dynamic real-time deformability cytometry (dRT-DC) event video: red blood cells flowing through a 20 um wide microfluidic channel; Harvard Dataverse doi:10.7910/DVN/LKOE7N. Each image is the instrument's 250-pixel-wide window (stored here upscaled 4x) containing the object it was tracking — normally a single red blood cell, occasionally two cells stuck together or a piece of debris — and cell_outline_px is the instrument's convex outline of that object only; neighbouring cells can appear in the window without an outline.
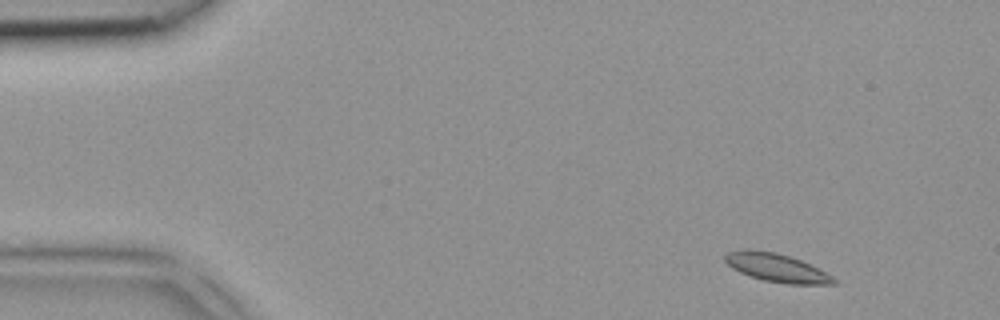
{"species": "common noctule bat (a hibernating species)", "species_latin": "Nyctalus noctula", "temperature_condition": "room temperature", "stored_images_in_passage": 3, "camera_frame_rate_fps": 3000, "um_per_image_px": 0.085, "animal": {"sex": "female", "body_mass_g": 18.4}, "frame": {"image": 1, "passage_image": 1, "time_ms": 0.0, "image_size_px": [1000, 320], "cell_outline_px": [[836, 284], [788, 284], [764, 280], [740, 272], [732, 268], [724, 260], [724, 256], [728, 252], [744, 248], [748, 248], [776, 252], [800, 260], [832, 276], [836, 280]], "centroid_in_image_um": [65.96, 22.74], "position_along_channel_um": 19.0, "area_um2": 17.74}}